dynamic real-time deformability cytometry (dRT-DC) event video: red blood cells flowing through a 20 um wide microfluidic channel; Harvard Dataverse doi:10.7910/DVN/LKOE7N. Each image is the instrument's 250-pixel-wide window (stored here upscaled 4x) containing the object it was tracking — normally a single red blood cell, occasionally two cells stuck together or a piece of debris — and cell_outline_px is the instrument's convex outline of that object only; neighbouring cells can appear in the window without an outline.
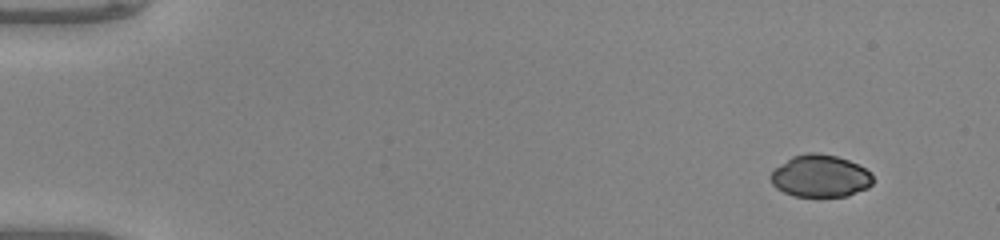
{"species": "common noctule bat (a hibernating species)", "species_latin": "Nyctalus noctula", "temperature_condition": "warm", "stored_images_in_passage": 14, "camera_frame_rate_fps": 3000, "um_per_image_px": 0.085, "animal": {"sex": "male", "body_mass_g": 20.0, "forearm_length_mm": 53.3}, "frame": {"image": 1, "passage_image": 1, "time_ms": 0.0, "image_size_px": [1000, 240], "cell_outline_px": [[872, 180], [868, 184], [860, 188], [840, 196], [804, 196], [792, 192], [800, 156], [828, 156], [844, 160], [868, 172]], "centroid_in_image_um": [70.38, 15.04], "position_along_channel_um": 14.6, "area_um2": 17.8}}
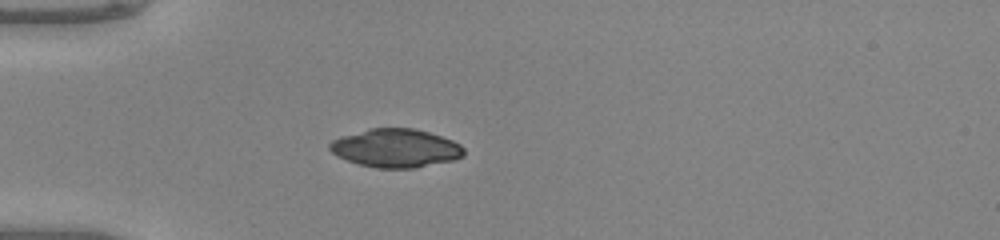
{"frame": {"image": 2, "passage_image": 12, "time_ms": 3.667, "image_size_px": [1000, 240], "cell_outline_px": [[460, 152], [456, 156], [420, 164], [368, 164], [356, 160], [400, 132], [420, 132], [456, 144], [460, 148]], "centroid_in_image_um": [34.92, 12.75], "position_along_channel_um": 50.1, "area_um2": 16.13}}